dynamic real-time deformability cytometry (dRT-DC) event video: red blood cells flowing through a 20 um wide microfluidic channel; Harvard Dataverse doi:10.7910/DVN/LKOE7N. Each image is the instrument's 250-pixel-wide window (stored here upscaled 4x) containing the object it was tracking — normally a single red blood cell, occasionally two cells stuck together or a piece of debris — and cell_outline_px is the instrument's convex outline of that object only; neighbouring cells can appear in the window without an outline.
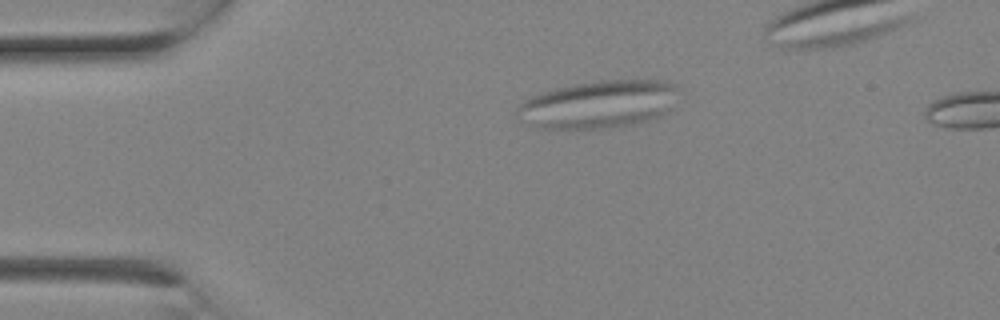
{"species": "Egyptian fruit bat (a non-hibernating species)", "species_latin": "Rousettus aegyptiacus", "temperature_condition": "room temperature", "stored_images_in_passage": 3, "camera_frame_rate_fps": 3000, "um_per_image_px": 0.085, "animal": {"sex": "female"}, "frame": {"image": 1, "passage_image": 2, "time_ms": 0.333, "image_size_px": [1000, 320], "cell_outline_px": [[680, 88], [668, 112], [648, 120], [632, 124], [600, 128], [536, 128], [528, 124], [516, 112], [516, 108], [524, 100], [532, 96], [556, 88], [576, 84], [600, 80], [664, 80], [676, 84]], "centroid_in_image_um": [50.92, 8.85], "position_along_channel_um": 34.1, "area_um2": 44.51}}